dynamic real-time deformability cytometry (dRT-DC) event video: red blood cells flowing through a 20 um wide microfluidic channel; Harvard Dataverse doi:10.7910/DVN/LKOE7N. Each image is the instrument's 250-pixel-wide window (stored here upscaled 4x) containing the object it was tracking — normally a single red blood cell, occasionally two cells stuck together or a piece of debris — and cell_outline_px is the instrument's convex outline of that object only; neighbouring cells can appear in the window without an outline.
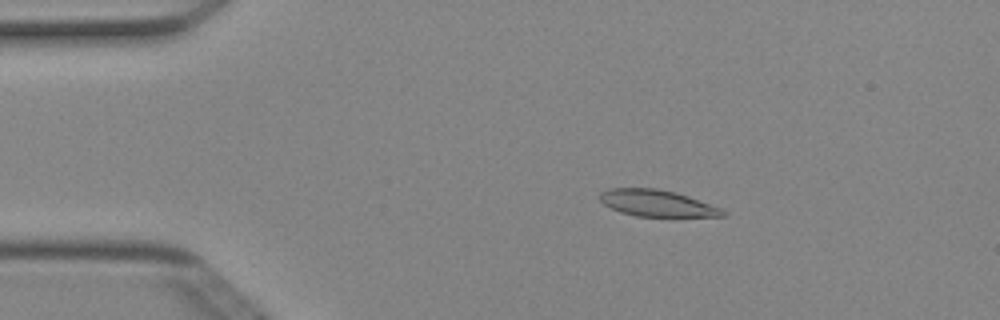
{"species": "Egyptian fruit bat (a non-hibernating species)", "species_latin": "Rousettus aegyptiacus", "temperature_condition": "cold", "stored_images_in_passage": 50, "camera_frame_rate_fps": 3000, "um_per_image_px": 0.085, "animal": {"sex": "female"}, "frame": {"image": 1, "passage_image": 9, "time_ms": 2.667, "image_size_px": [1000, 320], "cell_outline_px": [[728, 216], [636, 216], [620, 212], [604, 204], [600, 200], [600, 192], [608, 188], [656, 188], [676, 192], [724, 208], [728, 212]], "centroid_in_image_um": [55.9, 17.27], "position_along_channel_um": 29.1, "area_um2": 19.13}}
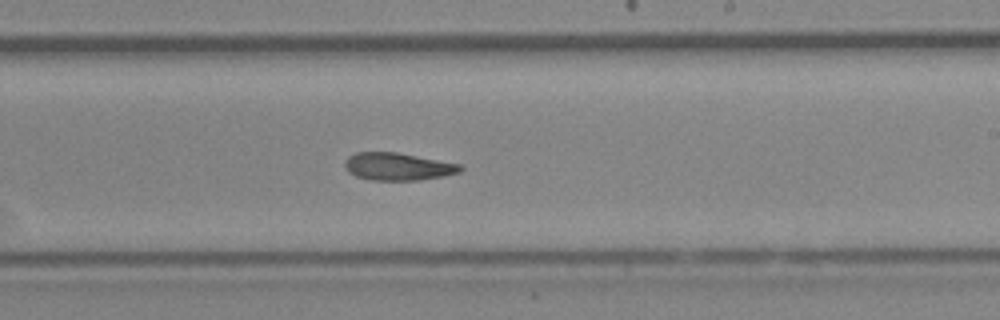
{"frame": {"image": 2, "passage_image": 30, "time_ms": 9.667, "image_size_px": [1000, 320], "cell_outline_px": [[464, 168], [460, 172], [444, 176], [416, 180], [368, 180], [356, 176], [348, 172], [344, 168], [344, 160], [348, 156], [356, 152], [396, 152], [460, 164]], "centroid_in_image_um": [33.77, 14.16], "position_along_channel_um": 255.2, "area_um2": 18.61}}
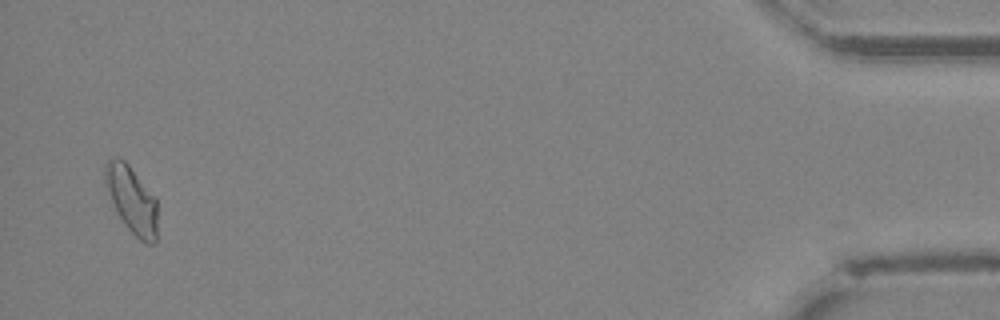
{"frame": {"image": 3, "passage_image": 49, "time_ms": 16.0, "image_size_px": [1000, 320], "cell_outline_px": [[156, 240], [152, 244], [148, 244], [140, 240], [128, 228], [120, 216], [112, 200], [104, 180], [104, 164], [108, 160], [124, 160], [128, 164], [156, 200]], "centroid_in_image_um": [11.19, 16.99], "position_along_channel_um": 424.0, "area_um2": 19.48}}